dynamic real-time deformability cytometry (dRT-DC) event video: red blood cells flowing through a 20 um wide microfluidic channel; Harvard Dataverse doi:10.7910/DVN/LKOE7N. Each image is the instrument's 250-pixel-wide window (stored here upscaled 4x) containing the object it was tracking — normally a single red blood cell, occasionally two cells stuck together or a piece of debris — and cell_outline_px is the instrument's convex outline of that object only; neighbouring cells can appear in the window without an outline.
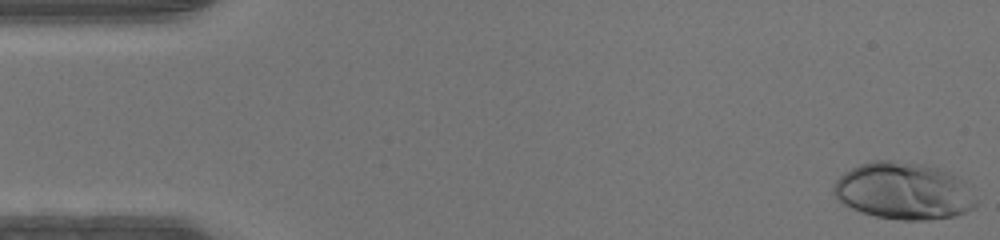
{"species": "human", "species_latin": "Homo sapiens", "temperature_condition": "warm", "stored_images_in_passage": 47, "camera_frame_rate_fps": 3000, "um_per_image_px": 0.085, "donor": {"sex": "male"}, "frame": {"image": 1, "passage_image": 1, "time_ms": 0.0, "image_size_px": [1000, 240], "cell_outline_px": [[976, 204], [972, 208], [956, 216], [928, 220], [900, 220], [876, 216], [860, 212], [844, 204], [832, 192], [832, 184], [844, 172], [860, 164], [872, 160], [896, 160], [924, 164], [940, 168], [956, 176], [960, 180], [976, 200]], "centroid_in_image_um": [76.75, 16.23], "position_along_channel_um": 8.2, "area_um2": 47.22}}
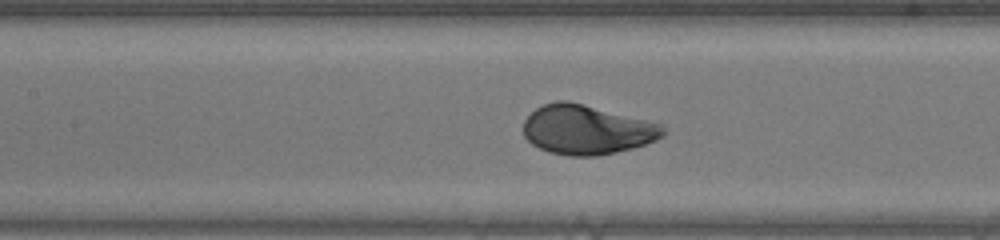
{"frame": {"image": 2, "passage_image": 21, "time_ms": 6.667, "image_size_px": [1000, 240], "cell_outline_px": [[664, 136], [656, 140], [632, 148], [616, 152], [596, 156], [568, 156], [548, 152], [532, 144], [524, 136], [524, 120], [536, 108], [544, 104], [556, 100], [568, 100], [584, 104], [660, 124], [664, 128]], "centroid_in_image_um": [49.84, 11.03], "position_along_channel_um": 157.6, "area_um2": 40.0}}
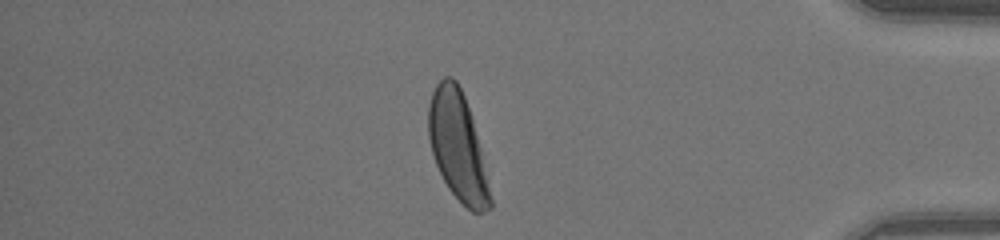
{"frame": {"image": 3, "passage_image": 40, "time_ms": 13.0, "image_size_px": [1000, 240], "cell_outline_px": [[492, 208], [484, 212], [472, 212], [448, 188], [436, 164], [432, 152], [428, 136], [428, 104], [432, 92], [436, 84], [444, 76], [452, 76], [456, 80], [464, 96], [472, 120], [492, 200]], "centroid_in_image_um": [38.86, 12.4], "position_along_channel_um": 396.3, "area_um2": 38.09}}